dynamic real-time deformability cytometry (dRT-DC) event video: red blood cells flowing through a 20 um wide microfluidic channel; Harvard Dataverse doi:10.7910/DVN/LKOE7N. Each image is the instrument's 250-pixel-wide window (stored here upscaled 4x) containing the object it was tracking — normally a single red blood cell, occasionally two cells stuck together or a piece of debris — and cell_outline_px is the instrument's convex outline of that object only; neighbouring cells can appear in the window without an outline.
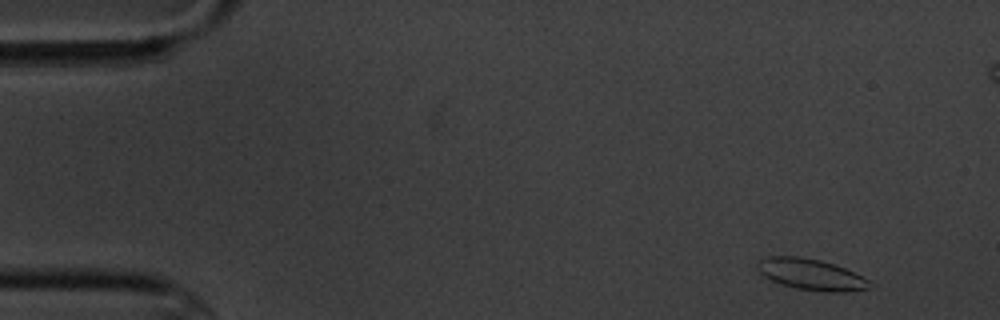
{"species": "common noctule bat (a hibernating species)", "species_latin": "Nyctalus noctula", "temperature_condition": "cold", "stored_images_in_passage": 4, "camera_frame_rate_fps": 3000, "um_per_image_px": 0.085, "animal": {"sex": "male", "body_mass_g": 20.1, "forearm_length_mm": 53.5}, "frame": {"image": 1, "passage_image": 1, "time_ms": 0.0, "image_size_px": [1000, 320], "cell_outline_px": [[868, 288], [844, 292], [828, 292], [796, 288], [772, 280], [764, 276], [756, 268], [756, 264], [760, 260], [768, 256], [800, 256], [820, 260], [844, 268], [868, 280]], "centroid_in_image_um": [68.88, 23.31], "position_along_channel_um": 16.1, "area_um2": 19.88}}